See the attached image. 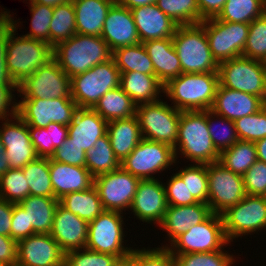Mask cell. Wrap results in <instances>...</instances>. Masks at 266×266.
Here are the masks:
<instances>
[{"label": "cell", "instance_id": "1", "mask_svg": "<svg viewBox=\"0 0 266 266\" xmlns=\"http://www.w3.org/2000/svg\"><path fill=\"white\" fill-rule=\"evenodd\" d=\"M175 159L181 155L192 164H210L219 161L220 153L215 148L207 124V110L181 111Z\"/></svg>", "mask_w": 266, "mask_h": 266}, {"label": "cell", "instance_id": "2", "mask_svg": "<svg viewBox=\"0 0 266 266\" xmlns=\"http://www.w3.org/2000/svg\"><path fill=\"white\" fill-rule=\"evenodd\" d=\"M218 85V72L181 73L164 85L163 95L180 111H205L211 109Z\"/></svg>", "mask_w": 266, "mask_h": 266}, {"label": "cell", "instance_id": "3", "mask_svg": "<svg viewBox=\"0 0 266 266\" xmlns=\"http://www.w3.org/2000/svg\"><path fill=\"white\" fill-rule=\"evenodd\" d=\"M112 58V51L101 36L76 33L53 47V59L72 78Z\"/></svg>", "mask_w": 266, "mask_h": 266}, {"label": "cell", "instance_id": "4", "mask_svg": "<svg viewBox=\"0 0 266 266\" xmlns=\"http://www.w3.org/2000/svg\"><path fill=\"white\" fill-rule=\"evenodd\" d=\"M21 24V21L13 19L14 26L8 33L5 57L8 73L16 84H20L53 59V47L47 42L24 35L18 36L17 30Z\"/></svg>", "mask_w": 266, "mask_h": 266}, {"label": "cell", "instance_id": "5", "mask_svg": "<svg viewBox=\"0 0 266 266\" xmlns=\"http://www.w3.org/2000/svg\"><path fill=\"white\" fill-rule=\"evenodd\" d=\"M182 73L218 72L205 28L201 24L178 26L172 37Z\"/></svg>", "mask_w": 266, "mask_h": 266}, {"label": "cell", "instance_id": "6", "mask_svg": "<svg viewBox=\"0 0 266 266\" xmlns=\"http://www.w3.org/2000/svg\"><path fill=\"white\" fill-rule=\"evenodd\" d=\"M123 215L119 211L104 210L89 222L85 248L117 256L120 260L127 259L134 248L128 246L125 240L128 232L124 231Z\"/></svg>", "mask_w": 266, "mask_h": 266}, {"label": "cell", "instance_id": "7", "mask_svg": "<svg viewBox=\"0 0 266 266\" xmlns=\"http://www.w3.org/2000/svg\"><path fill=\"white\" fill-rule=\"evenodd\" d=\"M121 72L114 59L95 65L71 78V98L78 108H93L99 99L120 86Z\"/></svg>", "mask_w": 266, "mask_h": 266}, {"label": "cell", "instance_id": "8", "mask_svg": "<svg viewBox=\"0 0 266 266\" xmlns=\"http://www.w3.org/2000/svg\"><path fill=\"white\" fill-rule=\"evenodd\" d=\"M219 84L260 97L266 103V63L239 56L219 63Z\"/></svg>", "mask_w": 266, "mask_h": 266}, {"label": "cell", "instance_id": "9", "mask_svg": "<svg viewBox=\"0 0 266 266\" xmlns=\"http://www.w3.org/2000/svg\"><path fill=\"white\" fill-rule=\"evenodd\" d=\"M181 111L164 99L138 105L136 117L142 138L175 147Z\"/></svg>", "mask_w": 266, "mask_h": 266}, {"label": "cell", "instance_id": "10", "mask_svg": "<svg viewBox=\"0 0 266 266\" xmlns=\"http://www.w3.org/2000/svg\"><path fill=\"white\" fill-rule=\"evenodd\" d=\"M227 240H233L245 235L257 234L266 230V197L246 195L240 202L227 208L220 214Z\"/></svg>", "mask_w": 266, "mask_h": 266}, {"label": "cell", "instance_id": "11", "mask_svg": "<svg viewBox=\"0 0 266 266\" xmlns=\"http://www.w3.org/2000/svg\"><path fill=\"white\" fill-rule=\"evenodd\" d=\"M175 165L177 161L173 147L145 138H142L135 149L120 163L124 170L140 180L156 179L155 174H161Z\"/></svg>", "mask_w": 266, "mask_h": 266}, {"label": "cell", "instance_id": "12", "mask_svg": "<svg viewBox=\"0 0 266 266\" xmlns=\"http://www.w3.org/2000/svg\"><path fill=\"white\" fill-rule=\"evenodd\" d=\"M228 243L221 215L212 213L203 222L191 226L167 249L171 254L214 252L223 249Z\"/></svg>", "mask_w": 266, "mask_h": 266}, {"label": "cell", "instance_id": "13", "mask_svg": "<svg viewBox=\"0 0 266 266\" xmlns=\"http://www.w3.org/2000/svg\"><path fill=\"white\" fill-rule=\"evenodd\" d=\"M21 99L71 98V78L52 59L18 84Z\"/></svg>", "mask_w": 266, "mask_h": 266}, {"label": "cell", "instance_id": "14", "mask_svg": "<svg viewBox=\"0 0 266 266\" xmlns=\"http://www.w3.org/2000/svg\"><path fill=\"white\" fill-rule=\"evenodd\" d=\"M200 24L205 28L212 56L218 64L242 56L249 24L221 21L216 17Z\"/></svg>", "mask_w": 266, "mask_h": 266}, {"label": "cell", "instance_id": "15", "mask_svg": "<svg viewBox=\"0 0 266 266\" xmlns=\"http://www.w3.org/2000/svg\"><path fill=\"white\" fill-rule=\"evenodd\" d=\"M207 175L208 205L212 213L221 214L246 196L243 177L219 161L207 164Z\"/></svg>", "mask_w": 266, "mask_h": 266}, {"label": "cell", "instance_id": "16", "mask_svg": "<svg viewBox=\"0 0 266 266\" xmlns=\"http://www.w3.org/2000/svg\"><path fill=\"white\" fill-rule=\"evenodd\" d=\"M77 109L72 98L18 100V116L28 126L39 128H46L51 122L68 126Z\"/></svg>", "mask_w": 266, "mask_h": 266}, {"label": "cell", "instance_id": "17", "mask_svg": "<svg viewBox=\"0 0 266 266\" xmlns=\"http://www.w3.org/2000/svg\"><path fill=\"white\" fill-rule=\"evenodd\" d=\"M140 179L121 166L112 172L94 177V186L104 210L129 211ZM124 211V212H123Z\"/></svg>", "mask_w": 266, "mask_h": 266}, {"label": "cell", "instance_id": "18", "mask_svg": "<svg viewBox=\"0 0 266 266\" xmlns=\"http://www.w3.org/2000/svg\"><path fill=\"white\" fill-rule=\"evenodd\" d=\"M159 179L140 180L129 209L134 218L154 226L161 224L168 207L165 187Z\"/></svg>", "mask_w": 266, "mask_h": 266}, {"label": "cell", "instance_id": "19", "mask_svg": "<svg viewBox=\"0 0 266 266\" xmlns=\"http://www.w3.org/2000/svg\"><path fill=\"white\" fill-rule=\"evenodd\" d=\"M0 123V137L9 167L22 169L38 157L30 140L28 125L18 115L2 122L0 120Z\"/></svg>", "mask_w": 266, "mask_h": 266}, {"label": "cell", "instance_id": "20", "mask_svg": "<svg viewBox=\"0 0 266 266\" xmlns=\"http://www.w3.org/2000/svg\"><path fill=\"white\" fill-rule=\"evenodd\" d=\"M65 253L50 234H34L17 241L16 266H64Z\"/></svg>", "mask_w": 266, "mask_h": 266}, {"label": "cell", "instance_id": "21", "mask_svg": "<svg viewBox=\"0 0 266 266\" xmlns=\"http://www.w3.org/2000/svg\"><path fill=\"white\" fill-rule=\"evenodd\" d=\"M101 37L112 52L120 47L141 43L131 10L117 3L106 16Z\"/></svg>", "mask_w": 266, "mask_h": 266}, {"label": "cell", "instance_id": "22", "mask_svg": "<svg viewBox=\"0 0 266 266\" xmlns=\"http://www.w3.org/2000/svg\"><path fill=\"white\" fill-rule=\"evenodd\" d=\"M211 214L210 206L202 202L186 206H168L159 227L164 232H167L166 238L169 242L158 246L160 248H168L179 236L187 232L191 226L203 222Z\"/></svg>", "mask_w": 266, "mask_h": 266}, {"label": "cell", "instance_id": "23", "mask_svg": "<svg viewBox=\"0 0 266 266\" xmlns=\"http://www.w3.org/2000/svg\"><path fill=\"white\" fill-rule=\"evenodd\" d=\"M89 223L58 204L50 235L66 253L85 248Z\"/></svg>", "mask_w": 266, "mask_h": 266}, {"label": "cell", "instance_id": "24", "mask_svg": "<svg viewBox=\"0 0 266 266\" xmlns=\"http://www.w3.org/2000/svg\"><path fill=\"white\" fill-rule=\"evenodd\" d=\"M265 105L266 103L258 96L225 88L219 84L210 110L231 121H235L257 113Z\"/></svg>", "mask_w": 266, "mask_h": 266}, {"label": "cell", "instance_id": "25", "mask_svg": "<svg viewBox=\"0 0 266 266\" xmlns=\"http://www.w3.org/2000/svg\"><path fill=\"white\" fill-rule=\"evenodd\" d=\"M130 10L141 43L149 40L172 38L179 26L163 13L156 4L139 6Z\"/></svg>", "mask_w": 266, "mask_h": 266}, {"label": "cell", "instance_id": "26", "mask_svg": "<svg viewBox=\"0 0 266 266\" xmlns=\"http://www.w3.org/2000/svg\"><path fill=\"white\" fill-rule=\"evenodd\" d=\"M108 122L93 108H78L68 125V137L85 152L107 134Z\"/></svg>", "mask_w": 266, "mask_h": 266}, {"label": "cell", "instance_id": "27", "mask_svg": "<svg viewBox=\"0 0 266 266\" xmlns=\"http://www.w3.org/2000/svg\"><path fill=\"white\" fill-rule=\"evenodd\" d=\"M49 172L54 196L58 200L66 194L94 186V176L86 167L64 164L50 158Z\"/></svg>", "mask_w": 266, "mask_h": 266}, {"label": "cell", "instance_id": "28", "mask_svg": "<svg viewBox=\"0 0 266 266\" xmlns=\"http://www.w3.org/2000/svg\"><path fill=\"white\" fill-rule=\"evenodd\" d=\"M143 45L152 61L155 76L163 85L182 73L172 38L149 40L143 42Z\"/></svg>", "mask_w": 266, "mask_h": 266}, {"label": "cell", "instance_id": "29", "mask_svg": "<svg viewBox=\"0 0 266 266\" xmlns=\"http://www.w3.org/2000/svg\"><path fill=\"white\" fill-rule=\"evenodd\" d=\"M116 0H74L76 33L101 36L104 21Z\"/></svg>", "mask_w": 266, "mask_h": 266}, {"label": "cell", "instance_id": "30", "mask_svg": "<svg viewBox=\"0 0 266 266\" xmlns=\"http://www.w3.org/2000/svg\"><path fill=\"white\" fill-rule=\"evenodd\" d=\"M120 87L138 106L162 99L164 85L155 75L137 71L121 72Z\"/></svg>", "mask_w": 266, "mask_h": 266}, {"label": "cell", "instance_id": "31", "mask_svg": "<svg viewBox=\"0 0 266 266\" xmlns=\"http://www.w3.org/2000/svg\"><path fill=\"white\" fill-rule=\"evenodd\" d=\"M107 134L115 157L121 163L142 140L138 119H116L108 122Z\"/></svg>", "mask_w": 266, "mask_h": 266}, {"label": "cell", "instance_id": "32", "mask_svg": "<svg viewBox=\"0 0 266 266\" xmlns=\"http://www.w3.org/2000/svg\"><path fill=\"white\" fill-rule=\"evenodd\" d=\"M19 204L27 214L28 227H32L36 234L51 233L58 199L29 195Z\"/></svg>", "mask_w": 266, "mask_h": 266}, {"label": "cell", "instance_id": "33", "mask_svg": "<svg viewBox=\"0 0 266 266\" xmlns=\"http://www.w3.org/2000/svg\"><path fill=\"white\" fill-rule=\"evenodd\" d=\"M59 204L88 223L104 211L95 186L87 190L66 194L59 199Z\"/></svg>", "mask_w": 266, "mask_h": 266}, {"label": "cell", "instance_id": "34", "mask_svg": "<svg viewBox=\"0 0 266 266\" xmlns=\"http://www.w3.org/2000/svg\"><path fill=\"white\" fill-rule=\"evenodd\" d=\"M137 105L119 86L104 94L93 109L107 122L136 115Z\"/></svg>", "mask_w": 266, "mask_h": 266}, {"label": "cell", "instance_id": "35", "mask_svg": "<svg viewBox=\"0 0 266 266\" xmlns=\"http://www.w3.org/2000/svg\"><path fill=\"white\" fill-rule=\"evenodd\" d=\"M28 131L37 156L44 158H51L68 137V126L60 123L51 122L46 128L28 126Z\"/></svg>", "mask_w": 266, "mask_h": 266}, {"label": "cell", "instance_id": "36", "mask_svg": "<svg viewBox=\"0 0 266 266\" xmlns=\"http://www.w3.org/2000/svg\"><path fill=\"white\" fill-rule=\"evenodd\" d=\"M112 58L120 72L137 71L155 75L152 61L143 43L117 48L112 52Z\"/></svg>", "mask_w": 266, "mask_h": 266}, {"label": "cell", "instance_id": "37", "mask_svg": "<svg viewBox=\"0 0 266 266\" xmlns=\"http://www.w3.org/2000/svg\"><path fill=\"white\" fill-rule=\"evenodd\" d=\"M257 161L254 142L238 140L232 147L220 153L219 162L233 173L243 176Z\"/></svg>", "mask_w": 266, "mask_h": 266}, {"label": "cell", "instance_id": "38", "mask_svg": "<svg viewBox=\"0 0 266 266\" xmlns=\"http://www.w3.org/2000/svg\"><path fill=\"white\" fill-rule=\"evenodd\" d=\"M266 13L265 0H227L218 20L250 24Z\"/></svg>", "mask_w": 266, "mask_h": 266}, {"label": "cell", "instance_id": "39", "mask_svg": "<svg viewBox=\"0 0 266 266\" xmlns=\"http://www.w3.org/2000/svg\"><path fill=\"white\" fill-rule=\"evenodd\" d=\"M86 168L94 176L112 172L120 167L115 157L108 134L99 138L86 152Z\"/></svg>", "mask_w": 266, "mask_h": 266}, {"label": "cell", "instance_id": "40", "mask_svg": "<svg viewBox=\"0 0 266 266\" xmlns=\"http://www.w3.org/2000/svg\"><path fill=\"white\" fill-rule=\"evenodd\" d=\"M49 164L50 158L37 157L22 168L29 185V195L55 198Z\"/></svg>", "mask_w": 266, "mask_h": 266}, {"label": "cell", "instance_id": "41", "mask_svg": "<svg viewBox=\"0 0 266 266\" xmlns=\"http://www.w3.org/2000/svg\"><path fill=\"white\" fill-rule=\"evenodd\" d=\"M76 34V17L73 2H66L54 7L50 23V45L71 38Z\"/></svg>", "mask_w": 266, "mask_h": 266}, {"label": "cell", "instance_id": "42", "mask_svg": "<svg viewBox=\"0 0 266 266\" xmlns=\"http://www.w3.org/2000/svg\"><path fill=\"white\" fill-rule=\"evenodd\" d=\"M207 124L212 142L219 153L232 147L238 140L234 121L207 110Z\"/></svg>", "mask_w": 266, "mask_h": 266}, {"label": "cell", "instance_id": "43", "mask_svg": "<svg viewBox=\"0 0 266 266\" xmlns=\"http://www.w3.org/2000/svg\"><path fill=\"white\" fill-rule=\"evenodd\" d=\"M155 4L179 26L200 24L197 0H157Z\"/></svg>", "mask_w": 266, "mask_h": 266}, {"label": "cell", "instance_id": "44", "mask_svg": "<svg viewBox=\"0 0 266 266\" xmlns=\"http://www.w3.org/2000/svg\"><path fill=\"white\" fill-rule=\"evenodd\" d=\"M214 252L191 253V254H172L177 266H232L237 261L235 255L230 254L226 247Z\"/></svg>", "mask_w": 266, "mask_h": 266}, {"label": "cell", "instance_id": "45", "mask_svg": "<svg viewBox=\"0 0 266 266\" xmlns=\"http://www.w3.org/2000/svg\"><path fill=\"white\" fill-rule=\"evenodd\" d=\"M176 170L184 183H187L192 196L198 202L208 204L207 164H188V166Z\"/></svg>", "mask_w": 266, "mask_h": 266}, {"label": "cell", "instance_id": "46", "mask_svg": "<svg viewBox=\"0 0 266 266\" xmlns=\"http://www.w3.org/2000/svg\"><path fill=\"white\" fill-rule=\"evenodd\" d=\"M242 56L266 63V13L249 24Z\"/></svg>", "mask_w": 266, "mask_h": 266}, {"label": "cell", "instance_id": "47", "mask_svg": "<svg viewBox=\"0 0 266 266\" xmlns=\"http://www.w3.org/2000/svg\"><path fill=\"white\" fill-rule=\"evenodd\" d=\"M29 196V185L22 169H9L0 177V199L19 203Z\"/></svg>", "mask_w": 266, "mask_h": 266}, {"label": "cell", "instance_id": "48", "mask_svg": "<svg viewBox=\"0 0 266 266\" xmlns=\"http://www.w3.org/2000/svg\"><path fill=\"white\" fill-rule=\"evenodd\" d=\"M239 140L256 142L266 137V105L257 113L234 121Z\"/></svg>", "mask_w": 266, "mask_h": 266}, {"label": "cell", "instance_id": "49", "mask_svg": "<svg viewBox=\"0 0 266 266\" xmlns=\"http://www.w3.org/2000/svg\"><path fill=\"white\" fill-rule=\"evenodd\" d=\"M31 14V28L26 34V37L41 40L50 44V23L54 7L32 3L29 1Z\"/></svg>", "mask_w": 266, "mask_h": 266}, {"label": "cell", "instance_id": "50", "mask_svg": "<svg viewBox=\"0 0 266 266\" xmlns=\"http://www.w3.org/2000/svg\"><path fill=\"white\" fill-rule=\"evenodd\" d=\"M135 248L128 259L132 266H177L174 256L167 248Z\"/></svg>", "mask_w": 266, "mask_h": 266}, {"label": "cell", "instance_id": "51", "mask_svg": "<svg viewBox=\"0 0 266 266\" xmlns=\"http://www.w3.org/2000/svg\"><path fill=\"white\" fill-rule=\"evenodd\" d=\"M117 256L82 248L65 253L64 266H116Z\"/></svg>", "mask_w": 266, "mask_h": 266}, {"label": "cell", "instance_id": "52", "mask_svg": "<svg viewBox=\"0 0 266 266\" xmlns=\"http://www.w3.org/2000/svg\"><path fill=\"white\" fill-rule=\"evenodd\" d=\"M169 178L166 183H163L168 206H186L198 203L189 192L187 183H184L177 173L173 172Z\"/></svg>", "mask_w": 266, "mask_h": 266}, {"label": "cell", "instance_id": "53", "mask_svg": "<svg viewBox=\"0 0 266 266\" xmlns=\"http://www.w3.org/2000/svg\"><path fill=\"white\" fill-rule=\"evenodd\" d=\"M246 195L266 197V163L257 160L242 176Z\"/></svg>", "mask_w": 266, "mask_h": 266}, {"label": "cell", "instance_id": "54", "mask_svg": "<svg viewBox=\"0 0 266 266\" xmlns=\"http://www.w3.org/2000/svg\"><path fill=\"white\" fill-rule=\"evenodd\" d=\"M86 157V152L67 137L63 144L55 149L51 159L64 164L86 167Z\"/></svg>", "mask_w": 266, "mask_h": 266}, {"label": "cell", "instance_id": "55", "mask_svg": "<svg viewBox=\"0 0 266 266\" xmlns=\"http://www.w3.org/2000/svg\"><path fill=\"white\" fill-rule=\"evenodd\" d=\"M36 234L32 227H28L27 214L19 203H14L12 212L11 238L19 241Z\"/></svg>", "mask_w": 266, "mask_h": 266}, {"label": "cell", "instance_id": "56", "mask_svg": "<svg viewBox=\"0 0 266 266\" xmlns=\"http://www.w3.org/2000/svg\"><path fill=\"white\" fill-rule=\"evenodd\" d=\"M0 262L9 266L17 264V241L9 236L0 235Z\"/></svg>", "mask_w": 266, "mask_h": 266}, {"label": "cell", "instance_id": "57", "mask_svg": "<svg viewBox=\"0 0 266 266\" xmlns=\"http://www.w3.org/2000/svg\"><path fill=\"white\" fill-rule=\"evenodd\" d=\"M4 9V10H3ZM0 9V56H6L8 33L13 25L14 14L5 8Z\"/></svg>", "mask_w": 266, "mask_h": 266}, {"label": "cell", "instance_id": "58", "mask_svg": "<svg viewBox=\"0 0 266 266\" xmlns=\"http://www.w3.org/2000/svg\"><path fill=\"white\" fill-rule=\"evenodd\" d=\"M227 0H197L200 23L205 19L215 18L222 11Z\"/></svg>", "mask_w": 266, "mask_h": 266}, {"label": "cell", "instance_id": "59", "mask_svg": "<svg viewBox=\"0 0 266 266\" xmlns=\"http://www.w3.org/2000/svg\"><path fill=\"white\" fill-rule=\"evenodd\" d=\"M13 205L12 202L0 199V235L11 237Z\"/></svg>", "mask_w": 266, "mask_h": 266}, {"label": "cell", "instance_id": "60", "mask_svg": "<svg viewBox=\"0 0 266 266\" xmlns=\"http://www.w3.org/2000/svg\"><path fill=\"white\" fill-rule=\"evenodd\" d=\"M157 0H116L118 5L133 9L139 6H146L149 4H155Z\"/></svg>", "mask_w": 266, "mask_h": 266}, {"label": "cell", "instance_id": "61", "mask_svg": "<svg viewBox=\"0 0 266 266\" xmlns=\"http://www.w3.org/2000/svg\"><path fill=\"white\" fill-rule=\"evenodd\" d=\"M9 169V161L5 154L4 146L0 137V177L3 176Z\"/></svg>", "mask_w": 266, "mask_h": 266}, {"label": "cell", "instance_id": "62", "mask_svg": "<svg viewBox=\"0 0 266 266\" xmlns=\"http://www.w3.org/2000/svg\"><path fill=\"white\" fill-rule=\"evenodd\" d=\"M257 160L266 163V137L255 142Z\"/></svg>", "mask_w": 266, "mask_h": 266}, {"label": "cell", "instance_id": "63", "mask_svg": "<svg viewBox=\"0 0 266 266\" xmlns=\"http://www.w3.org/2000/svg\"><path fill=\"white\" fill-rule=\"evenodd\" d=\"M5 57L0 56V81H14L8 73Z\"/></svg>", "mask_w": 266, "mask_h": 266}, {"label": "cell", "instance_id": "64", "mask_svg": "<svg viewBox=\"0 0 266 266\" xmlns=\"http://www.w3.org/2000/svg\"><path fill=\"white\" fill-rule=\"evenodd\" d=\"M31 1L32 3H38L50 7H56L59 4H63L66 2H73L74 0H27Z\"/></svg>", "mask_w": 266, "mask_h": 266}, {"label": "cell", "instance_id": "65", "mask_svg": "<svg viewBox=\"0 0 266 266\" xmlns=\"http://www.w3.org/2000/svg\"><path fill=\"white\" fill-rule=\"evenodd\" d=\"M116 266H132L130 260L127 258V259H124V260H120Z\"/></svg>", "mask_w": 266, "mask_h": 266}, {"label": "cell", "instance_id": "66", "mask_svg": "<svg viewBox=\"0 0 266 266\" xmlns=\"http://www.w3.org/2000/svg\"><path fill=\"white\" fill-rule=\"evenodd\" d=\"M0 266H9V265H7V264H5V263H2V262H0Z\"/></svg>", "mask_w": 266, "mask_h": 266}]
</instances>
